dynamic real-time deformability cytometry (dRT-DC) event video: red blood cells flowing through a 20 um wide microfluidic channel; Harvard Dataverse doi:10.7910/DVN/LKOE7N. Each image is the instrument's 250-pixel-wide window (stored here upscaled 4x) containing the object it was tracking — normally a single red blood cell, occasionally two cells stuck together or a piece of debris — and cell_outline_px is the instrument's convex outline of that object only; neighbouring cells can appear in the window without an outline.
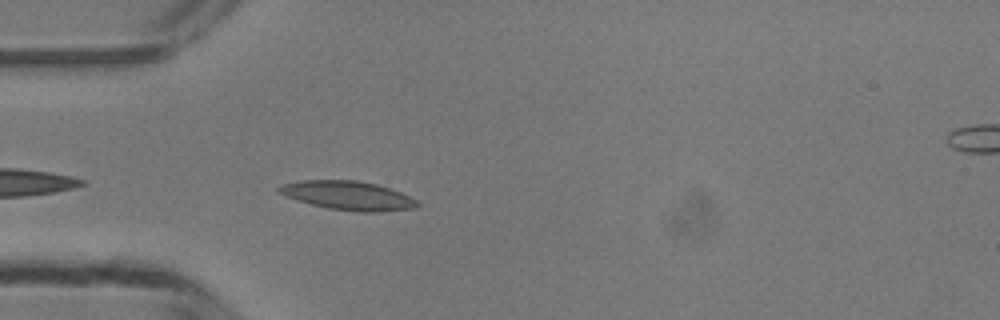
{"species": "common noctule bat (a hibernating species)", "species_latin": "Nyctalus noctula", "temperature_condition": "room temperature", "stored_images_in_passage": 34, "camera_frame_rate_fps": 3000, "um_per_image_px": 0.085, "animal": {"sex": "male", "body_mass_g": 13.3}, "frame": {"image": 1, "passage_image": 2, "time_ms": 0.333, "image_size_px": [1000, 320], "cell_outline_px": [[420, 204], [416, 208], [376, 212], [360, 212], [328, 208], [296, 200], [284, 196], [276, 192], [276, 188], [284, 184], [300, 180], [356, 180], [376, 184], [400, 192], [416, 200]], "centroid_in_image_um": [29.54, 16.62], "position_along_channel_um": 55.5, "area_um2": 23.24}}
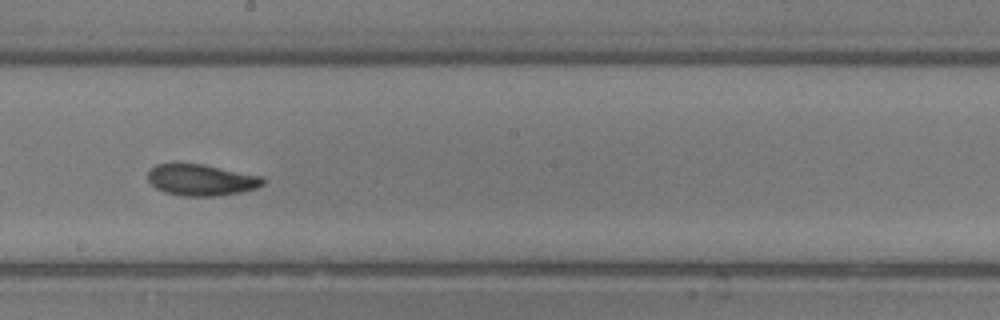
{"frame": {"image": 2, "passage_image": 15, "time_ms": 4.667, "image_size_px": [1000, 320], "cell_outline_px": [[264, 184], [256, 188], [240, 192], [216, 196], [180, 196], [164, 192], [156, 188], [148, 180], [148, 172], [156, 164], [204, 164], [260, 176], [264, 180]], "centroid_in_image_um": [17.09, 15.3], "position_along_channel_um": 231.1, "area_um2": 20.87}}
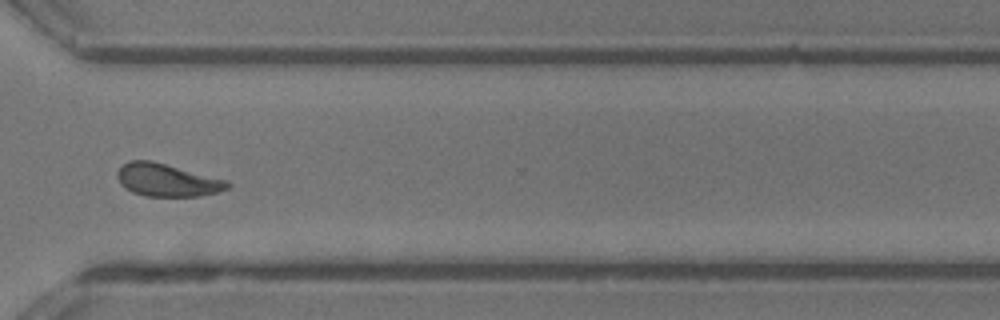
{"frame": {"image": 3, "passage_image": 24, "time_ms": 7.667, "image_size_px": [1000, 320], "cell_outline_px": [[232, 184], [228, 188], [216, 192], [200, 196], [144, 196], [132, 192], [124, 188], [120, 184], [116, 176], [116, 172], [128, 160], [152, 160], [228, 180]], "centroid_in_image_um": [14.18, 15.3], "position_along_channel_um": 356.4, "area_um2": 21.21}, "authors_computed_cell_mechanics": {"area_um2": 21.3571, "velocity_mm_per_s": 4.1751, "shape_relaxation_time_tau1_ms": 4.4606, "shape_relaxation_time_tau2_ms": 5.1843, "deformation_change_tau1": 0.1422, "deformation_change_tau2": 0.1119}}